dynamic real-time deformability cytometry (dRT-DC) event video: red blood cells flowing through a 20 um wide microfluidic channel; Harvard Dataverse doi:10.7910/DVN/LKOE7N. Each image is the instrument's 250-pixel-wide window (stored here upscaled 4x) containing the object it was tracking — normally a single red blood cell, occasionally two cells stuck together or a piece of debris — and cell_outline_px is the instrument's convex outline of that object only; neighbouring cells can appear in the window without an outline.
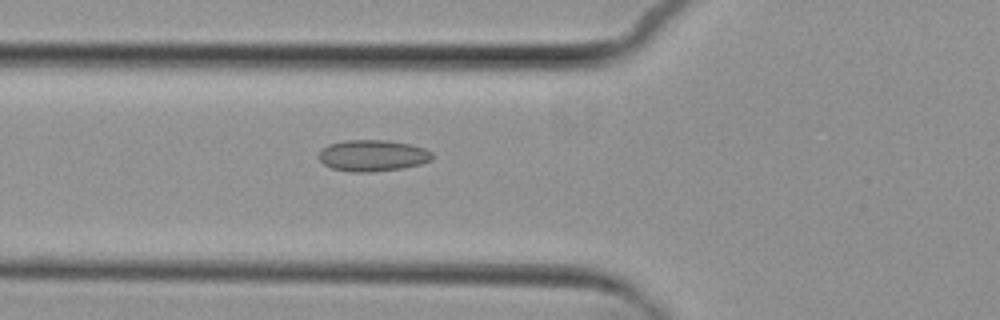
{"species": "common noctule bat (a hibernating species)", "species_latin": "Nyctalus noctula", "temperature_condition": "cold", "stored_images_in_passage": 3, "camera_frame_rate_fps": 3000, "um_per_image_px": 0.085, "animal": {"sex": "female", "body_mass_g": 29.2, "forearm_length_mm": 56.3}, "frame": {"image": 1, "passage_image": 3, "time_ms": 2.333, "image_size_px": [1000, 320], "cell_outline_px": [[432, 160], [420, 164], [400, 168], [368, 172], [352, 172], [332, 168], [324, 164], [320, 160], [320, 152], [328, 144], [344, 140], [388, 140], [412, 144], [424, 148], [432, 152]], "centroid_in_image_um": [31.69, 13.21], "position_along_channel_um": 94.1, "area_um2": 20.63}}